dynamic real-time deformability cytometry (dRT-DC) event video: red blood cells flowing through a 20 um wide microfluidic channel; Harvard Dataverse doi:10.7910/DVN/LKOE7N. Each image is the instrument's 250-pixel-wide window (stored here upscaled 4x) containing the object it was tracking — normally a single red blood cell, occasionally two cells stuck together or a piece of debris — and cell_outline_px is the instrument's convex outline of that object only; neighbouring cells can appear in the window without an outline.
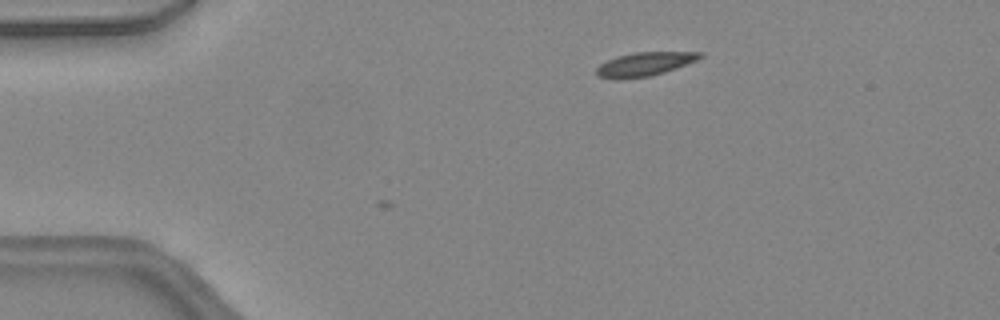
{"species": "common noctule bat (a hibernating species)", "species_latin": "Nyctalus noctula", "temperature_condition": "warm", "stored_images_in_passage": 4, "camera_frame_rate_fps": 3000, "um_per_image_px": 0.085, "animal": {"sex": "female", "body_mass_g": 24.6, "forearm_length_mm": 56.2}, "frame": {"image": 1, "passage_image": 3, "time_ms": 0.667, "image_size_px": [1000, 320], "cell_outline_px": [[704, 56], [696, 60], [676, 68], [664, 72], [648, 76], [596, 76], [596, 68], [600, 64], [616, 56], [636, 52], [704, 52]], "centroid_in_image_um": [54.87, 5.39], "position_along_channel_um": 30.1, "area_um2": 13.58}}